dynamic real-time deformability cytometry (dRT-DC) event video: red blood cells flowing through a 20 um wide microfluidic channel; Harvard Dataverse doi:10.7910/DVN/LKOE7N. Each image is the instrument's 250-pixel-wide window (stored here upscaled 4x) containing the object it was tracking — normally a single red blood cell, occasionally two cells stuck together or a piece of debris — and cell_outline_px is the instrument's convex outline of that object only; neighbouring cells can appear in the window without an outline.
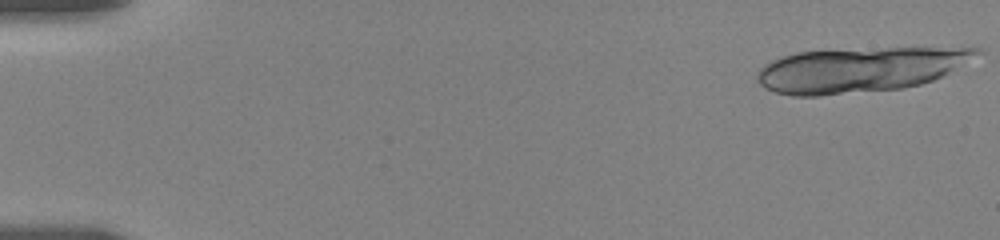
{"species": "human", "species_latin": "Homo sapiens", "temperature_condition": "room temperature", "stored_images_in_passage": 26, "camera_frame_rate_fps": 3000, "um_per_image_px": 0.085, "donor": {"sex": "female"}, "frame": {"image": 1, "passage_image": 1, "time_ms": 0.0, "image_size_px": [1000, 240], "cell_outline_px": [[984, 52], [944, 76], [920, 84], [904, 88], [820, 96], [792, 96], [776, 92], [764, 88], [756, 80], [756, 72], [764, 64], [780, 56], [796, 52], [888, 48], [980, 48]], "centroid_in_image_um": [73.05, 5.93], "position_along_channel_um": 12.0, "area_um2": 57.4}}
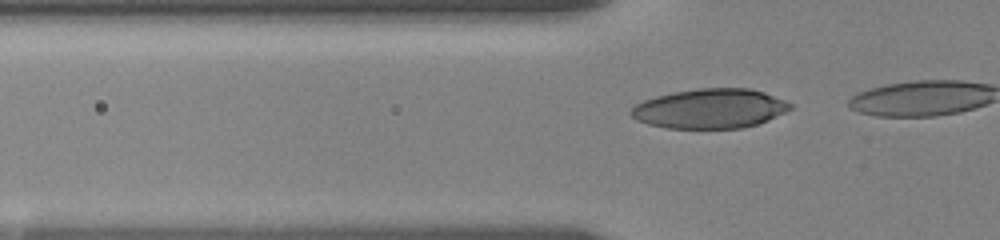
{"frame": {"image": 2, "passage_image": 19, "time_ms": 5.0, "image_size_px": [1000, 240], "cell_outline_px": [[792, 108], [768, 120], [756, 124], [740, 128], [668, 128], [648, 124], [636, 120], [628, 112], [636, 104], [644, 100], [656, 96], [672, 92], [700, 88], [752, 88], [764, 92], [784, 100], [792, 104]], "centroid_in_image_um": [60.33, 9.22], "position_along_channel_um": 65.5, "area_um2": 36.65}}
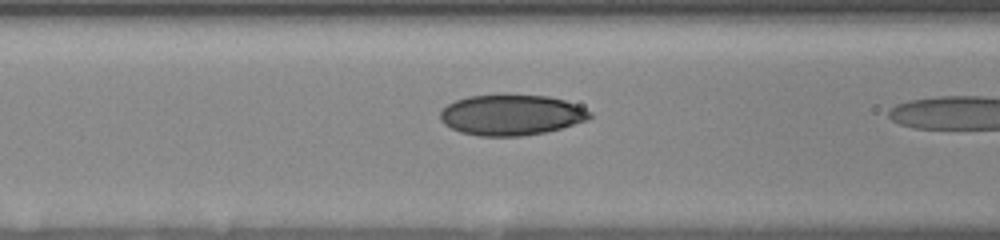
{"frame": {"image": 3, "passage_image": 24, "time_ms": 6.667, "image_size_px": [1000, 240], "cell_outline_px": [[592, 116], [588, 120], [560, 128], [544, 132], [520, 136], [480, 136], [460, 132], [444, 124], [440, 120], [440, 112], [448, 104], [456, 100], [468, 96], [548, 96], [564, 100], [584, 108], [592, 112]], "centroid_in_image_um": [43.46, 9.78], "position_along_channel_um": 123.1, "area_um2": 34.91}}